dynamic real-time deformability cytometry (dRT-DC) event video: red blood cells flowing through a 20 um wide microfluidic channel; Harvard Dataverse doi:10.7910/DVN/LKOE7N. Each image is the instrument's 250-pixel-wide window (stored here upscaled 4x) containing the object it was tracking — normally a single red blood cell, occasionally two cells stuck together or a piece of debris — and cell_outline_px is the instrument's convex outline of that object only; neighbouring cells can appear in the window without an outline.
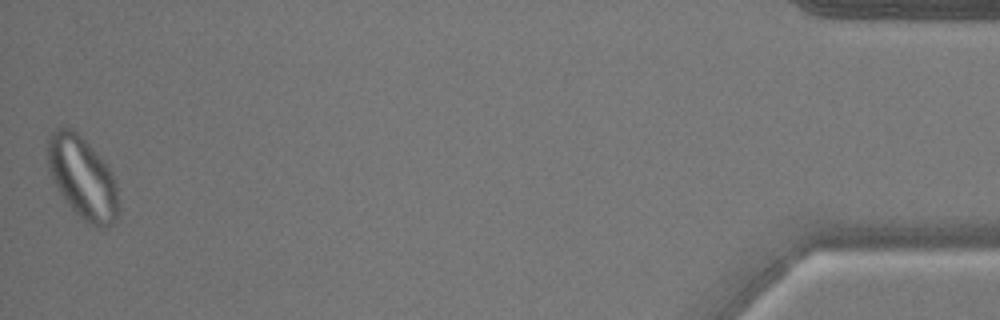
{"species": "common noctule bat (a hibernating species)", "species_latin": "Nyctalus noctula", "temperature_condition": "warm", "stored_images_in_passage": 41, "camera_frame_rate_fps": 3000, "um_per_image_px": 0.085, "animal": {"sex": "male", "body_mass_g": 17.9}, "frame": {"image": 1, "passage_image": 41, "time_ms": 13.333, "image_size_px": [1000, 320], "cell_outline_px": [[120, 212], [112, 224], [108, 228], [100, 228], [84, 220], [64, 200], [52, 180], [48, 168], [48, 132], [56, 128], [72, 128], [92, 148], [108, 168], [116, 184], [120, 208]], "centroid_in_image_um": [7.0, 15.13], "position_along_channel_um": 428.2, "area_um2": 33.7}}